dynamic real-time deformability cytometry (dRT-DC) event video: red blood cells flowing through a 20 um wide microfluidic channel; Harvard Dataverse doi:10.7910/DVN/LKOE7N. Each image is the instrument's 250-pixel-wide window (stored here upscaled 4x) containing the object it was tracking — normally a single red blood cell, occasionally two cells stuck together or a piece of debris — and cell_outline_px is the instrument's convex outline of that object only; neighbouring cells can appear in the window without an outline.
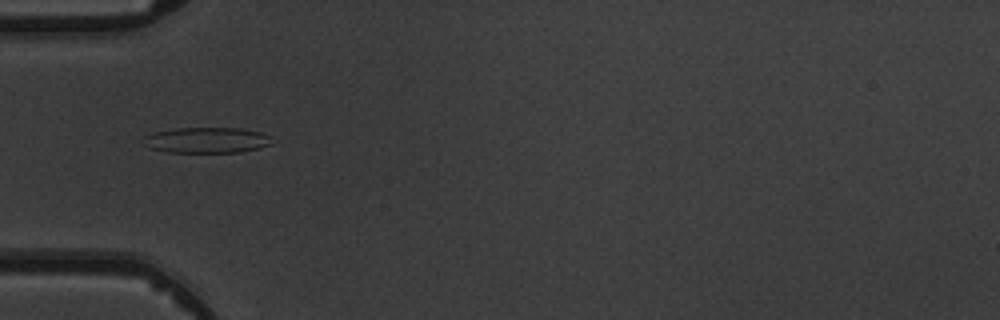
{"species": "common noctule bat (a hibernating species)", "species_latin": "Nyctalus noctula", "temperature_condition": "warm", "stored_images_in_passage": 5, "camera_frame_rate_fps": 3000, "um_per_image_px": 0.085, "animal": {"sex": "male", "body_mass_g": 19.5, "forearm_length_mm": 54.6}, "frame": {"image": 1, "passage_image": 2, "time_ms": 1.333, "image_size_px": [1000, 320], "cell_outline_px": [[272, 144], [260, 148], [240, 152], [168, 152], [148, 148], [144, 136], [152, 132], [176, 128], [240, 128], [260, 132], [272, 136]], "centroid_in_image_um": [17.61, 11.91], "position_along_channel_um": 67.4, "area_um2": 19.31}}
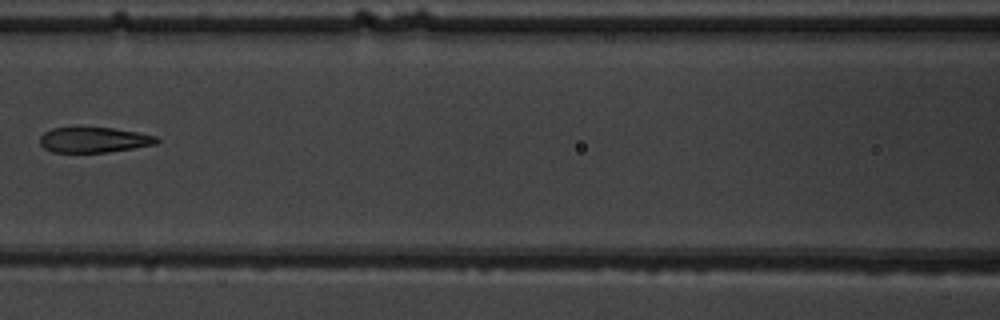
{"frame": {"image": 2, "passage_image": 4, "time_ms": 3.667, "image_size_px": [1000, 320], "cell_outline_px": [[160, 140], [156, 144], [108, 152], [52, 152], [44, 148], [40, 144], [40, 136], [44, 132], [52, 128], [112, 128], [136, 132], [156, 136]], "centroid_in_image_um": [7.97, 11.89], "position_along_channel_um": 158.6, "area_um2": 17.05}}
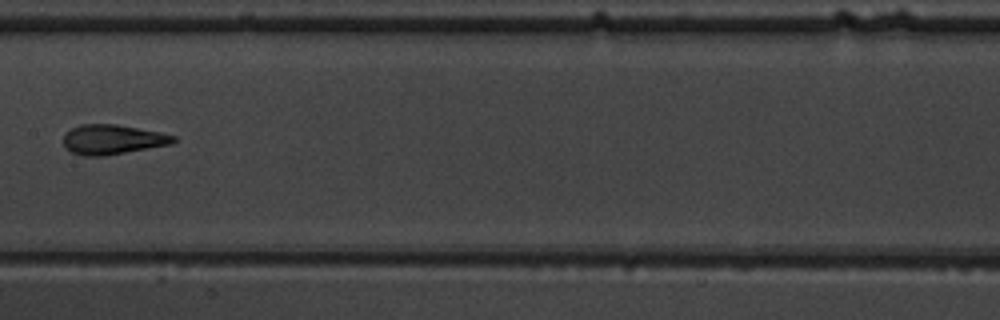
{"frame": {"image": 3, "passage_image": 5, "time_ms": 4.667, "image_size_px": [1000, 320], "cell_outline_px": [[176, 140], [172, 144], [104, 156], [84, 156], [72, 152], [64, 144], [64, 132], [80, 124], [116, 124], [160, 132], [176, 136]], "centroid_in_image_um": [9.57, 11.85], "position_along_channel_um": 197.8, "area_um2": 19.02}}